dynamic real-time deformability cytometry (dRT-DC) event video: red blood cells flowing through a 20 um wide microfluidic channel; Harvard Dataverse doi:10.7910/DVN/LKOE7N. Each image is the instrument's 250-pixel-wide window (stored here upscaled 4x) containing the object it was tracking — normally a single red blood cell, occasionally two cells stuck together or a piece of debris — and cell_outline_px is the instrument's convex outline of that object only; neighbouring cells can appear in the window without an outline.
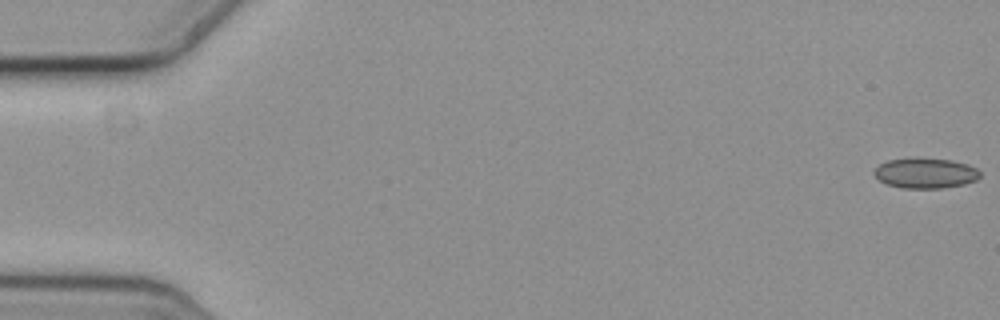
{"species": "common noctule bat (a hibernating species)", "species_latin": "Nyctalus noctula", "temperature_condition": "cold", "stored_images_in_passage": 58, "camera_frame_rate_fps": 3000, "um_per_image_px": 0.085, "animal": {"sex": "female", "body_mass_g": 19.3, "forearm_length_mm": 54.1}, "frame": {"image": 1, "passage_image": 1, "time_ms": 0.0, "image_size_px": [1000, 320], "cell_outline_px": [[980, 176], [976, 180], [964, 184], [940, 188], [904, 188], [888, 184], [880, 180], [872, 172], [880, 164], [888, 160], [916, 156], [952, 160], [968, 164], [976, 168], [980, 172]], "centroid_in_image_um": [78.67, 14.68], "position_along_channel_um": 6.3, "area_um2": 18.9}}
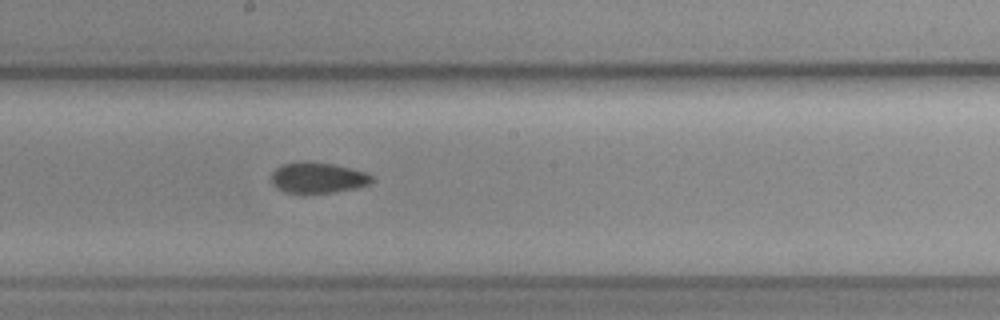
{"frame": {"image": 2, "passage_image": 32, "time_ms": 10.333, "image_size_px": [1000, 320], "cell_outline_px": [[372, 180], [368, 184], [356, 188], [332, 192], [304, 196], [300, 196], [284, 192], [272, 184], [272, 172], [276, 168], [284, 164], [304, 160], [336, 164], [364, 172], [372, 176]], "centroid_in_image_um": [26.95, 15.14], "position_along_channel_um": 221.2, "area_um2": 18.55}}
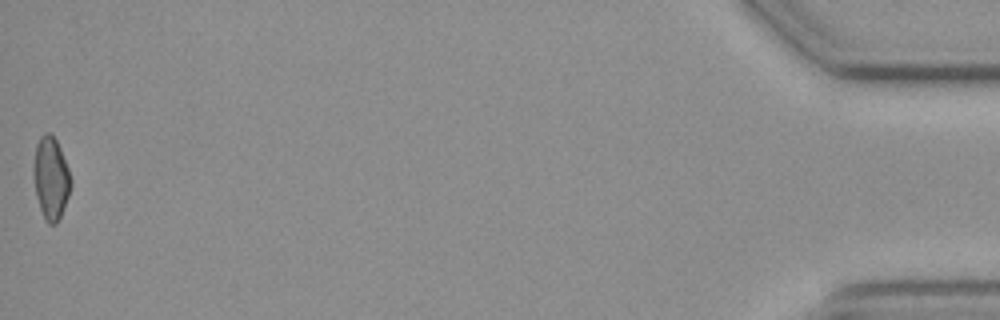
{"frame": {"image": 3, "passage_image": 58, "time_ms": 19.0, "image_size_px": [1000, 320], "cell_outline_px": [[72, 184], [68, 196], [60, 216], [56, 224], [48, 224], [44, 220], [36, 196], [32, 172], [32, 168], [36, 144], [40, 136], [44, 132], [48, 132], [56, 140], [60, 148], [68, 168], [72, 180]], "centroid_in_image_um": [4.3, 15.14], "position_along_channel_um": 430.9, "area_um2": 18.03}, "authors_computed_cell_mechanics": {"area_um2": 18.3226, "velocity_mm_per_s": 3.6262, "shape_relaxation_time_tau1_ms": 6.3005, "shape_relaxation_time_tau2_ms": null, "deformation_change_tau1": 0.0765, "deformation_change_tau2": null}}